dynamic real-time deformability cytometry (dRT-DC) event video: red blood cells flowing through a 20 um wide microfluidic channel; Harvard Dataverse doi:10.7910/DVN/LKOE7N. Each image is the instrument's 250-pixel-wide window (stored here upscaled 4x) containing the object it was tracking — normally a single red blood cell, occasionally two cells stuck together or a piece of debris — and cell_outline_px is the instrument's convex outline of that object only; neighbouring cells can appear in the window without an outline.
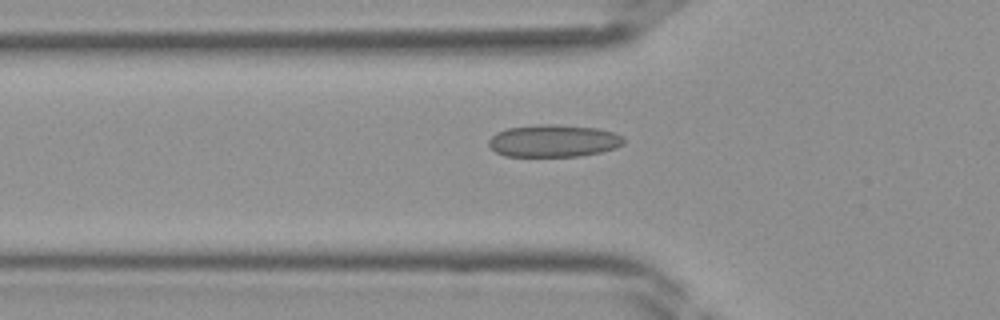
{"species": "Egyptian fruit bat (a non-hibernating species)", "species_latin": "Rousettus aegyptiacus", "temperature_condition": "room temperature", "stored_images_in_passage": 33, "camera_frame_rate_fps": 3000, "um_per_image_px": 0.085, "frame": {"image": 1, "passage_image": 6, "time_ms": 1.667, "image_size_px": [1000, 320], "cell_outline_px": [[624, 144], [616, 148], [600, 152], [580, 156], [504, 156], [496, 152], [488, 144], [488, 140], [496, 132], [508, 128], [540, 124], [556, 124], [596, 128], [616, 132], [624, 136]], "centroid_in_image_um": [47.08, 11.97], "position_along_channel_um": 78.7, "area_um2": 25.61}}
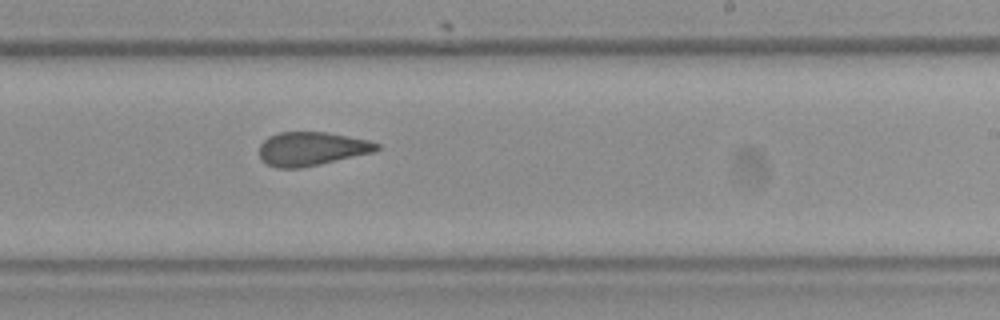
{"frame": {"image": 2, "passage_image": 17, "time_ms": 5.333, "image_size_px": [1000, 320], "cell_outline_px": [[380, 148], [372, 152], [320, 164], [300, 168], [276, 168], [260, 160], [260, 144], [268, 136], [280, 132], [324, 132], [348, 136], [368, 140], [380, 144]], "centroid_in_image_um": [26.45, 12.64], "position_along_channel_um": 262.5, "area_um2": 22.95}}
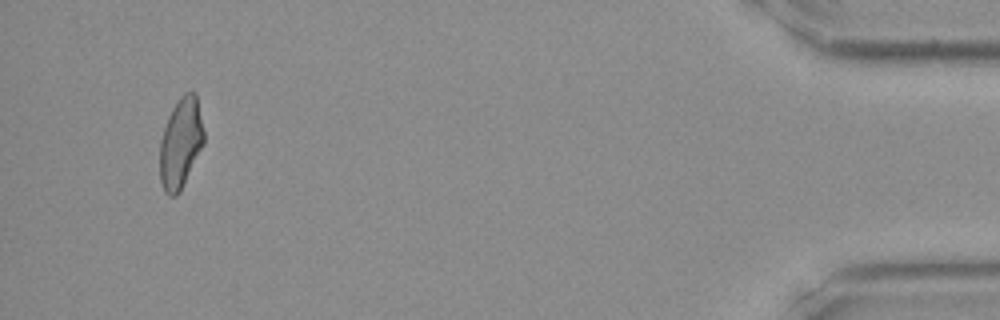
{"frame": {"image": 3, "passage_image": 31, "time_ms": 10.0, "image_size_px": [1000, 320], "cell_outline_px": [[204, 144], [180, 192], [176, 196], [168, 196], [164, 192], [160, 180], [160, 140], [168, 116], [172, 108], [180, 96], [184, 92], [196, 92], [204, 132]], "centroid_in_image_um": [15.36, 12.17], "position_along_channel_um": 419.8, "area_um2": 23.35}}